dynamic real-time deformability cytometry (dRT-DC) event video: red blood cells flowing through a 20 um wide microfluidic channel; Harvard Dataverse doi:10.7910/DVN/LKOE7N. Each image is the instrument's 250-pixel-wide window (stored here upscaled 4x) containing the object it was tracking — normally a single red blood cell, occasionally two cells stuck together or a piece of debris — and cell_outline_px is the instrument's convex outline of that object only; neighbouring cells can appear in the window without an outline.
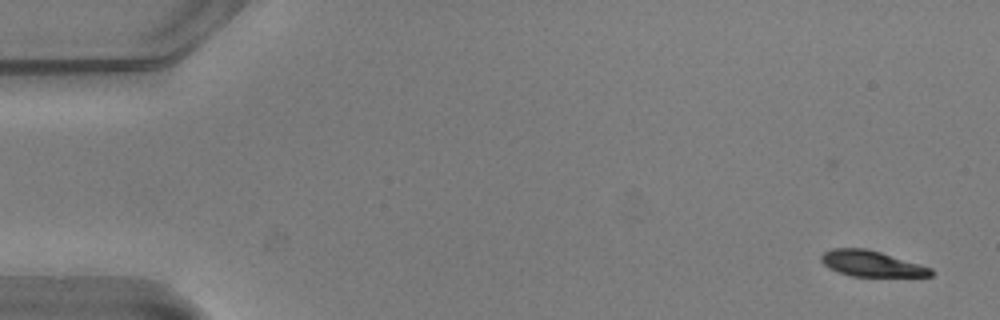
{"species": "common noctule bat (a hibernating species)", "species_latin": "Nyctalus noctula", "temperature_condition": "warm", "stored_images_in_passage": 55, "camera_frame_rate_fps": 3000, "um_per_image_px": 0.085, "animal": {"sex": "male", "body_mass_g": 20.5, "forearm_length_mm": 52.5}, "frame": {"image": 1, "passage_image": 2, "time_ms": 0.333, "image_size_px": [1000, 320], "cell_outline_px": [[936, 272], [932, 276], [852, 276], [836, 272], [828, 268], [820, 260], [820, 256], [824, 252], [832, 248], [864, 248], [880, 252], [920, 264], [932, 268]], "centroid_in_image_um": [74.06, 22.41], "position_along_channel_um": 10.9, "area_um2": 16.53}}
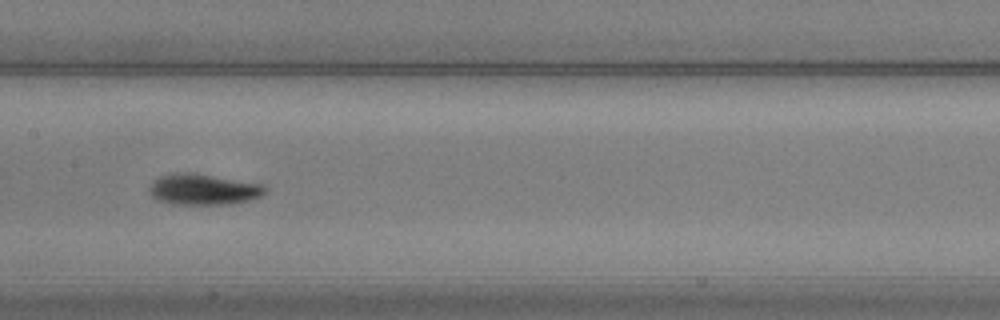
{"frame": {"image": 2, "passage_image": 27, "time_ms": 8.667, "image_size_px": [1000, 320], "cell_outline_px": [[268, 188], [260, 196], [248, 200], [232, 204], [172, 204], [156, 200], [148, 192], [148, 188], [152, 180], [156, 176], [168, 172], [196, 172], [264, 184]], "centroid_in_image_um": [17.21, 16.06], "position_along_channel_um": 190.2, "area_um2": 21.56}}
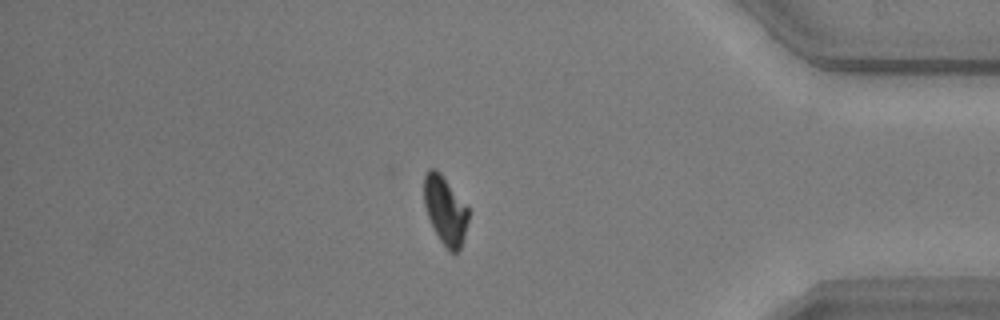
{"frame": {"image": 3, "passage_image": 46, "time_ms": 15.0, "image_size_px": [1000, 320], "cell_outline_px": [[468, 220], [464, 236], [460, 248], [456, 252], [448, 252], [440, 240], [428, 216], [424, 204], [424, 176], [428, 168], [436, 168], [440, 172], [468, 208]], "centroid_in_image_um": [37.83, 17.86], "position_along_channel_um": 397.4, "area_um2": 17.4}, "authors_computed_cell_mechanics": {"area_um2": 18.6694, "velocity_mm_per_s": 3.7615, "shape_relaxation_time_tau1_ms": 2.304, "shape_relaxation_time_tau2_ms": null, "deformation_change_tau1": 0.122, "deformation_change_tau2": null}}